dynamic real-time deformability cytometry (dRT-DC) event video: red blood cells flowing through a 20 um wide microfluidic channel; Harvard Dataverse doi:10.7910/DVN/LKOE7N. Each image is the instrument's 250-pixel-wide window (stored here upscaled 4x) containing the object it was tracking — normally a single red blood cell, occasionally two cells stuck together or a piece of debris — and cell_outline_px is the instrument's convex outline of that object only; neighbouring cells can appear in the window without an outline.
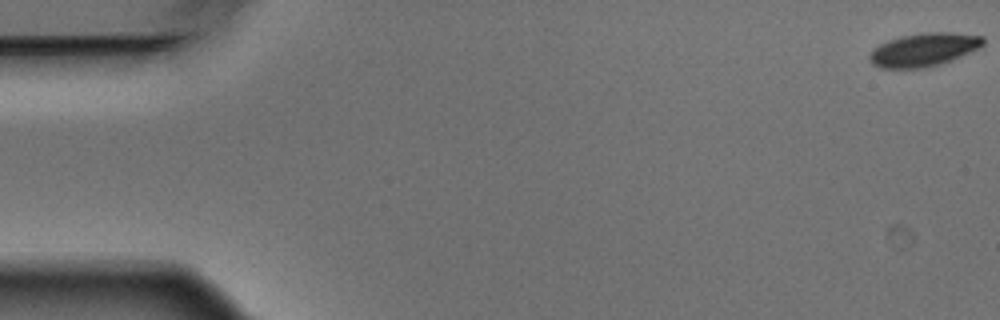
{"species": "Egyptian fruit bat (a non-hibernating species)", "species_latin": "Rousettus aegyptiacus", "temperature_condition": "warm", "stored_images_in_passage": 6, "camera_frame_rate_fps": 3000, "um_per_image_px": 0.085, "animal": {"sex": "male"}, "frame": {"image": 1, "passage_image": 1, "time_ms": 0.0, "image_size_px": [1000, 320], "cell_outline_px": [[984, 44], [980, 48], [952, 60], [940, 64], [924, 68], [880, 68], [872, 64], [868, 56], [872, 48], [888, 40], [904, 36], [928, 32], [948, 32], [984, 36]], "centroid_in_image_um": [78.52, 4.23], "position_along_channel_um": 6.5, "area_um2": 22.08}}
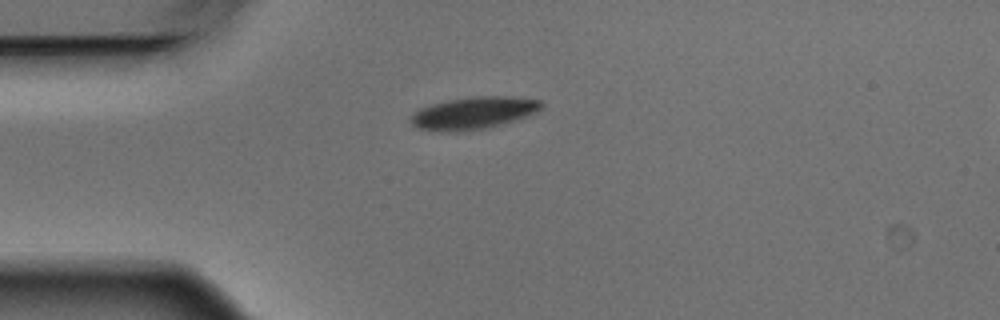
{"frame": {"image": 2, "passage_image": 5, "time_ms": 1.333, "image_size_px": [1000, 320], "cell_outline_px": [[544, 104], [536, 112], [528, 116], [484, 128], [420, 128], [412, 124], [412, 116], [420, 108], [432, 104], [448, 100], [472, 96], [512, 96], [540, 100]], "centroid_in_image_um": [40.37, 9.52], "position_along_channel_um": 44.6, "area_um2": 23.12}}
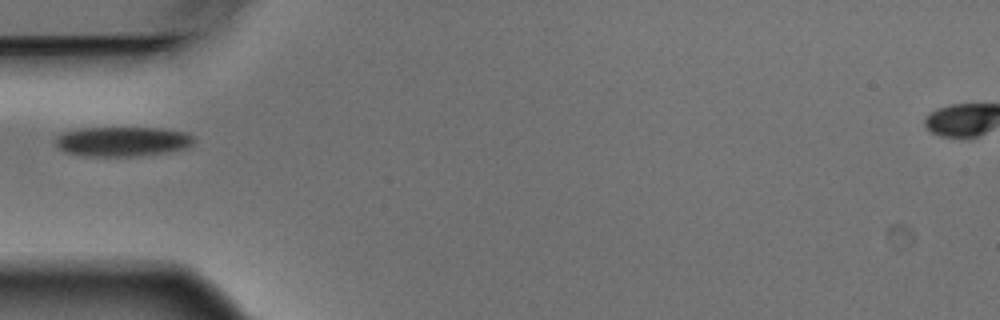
{"frame": {"image": 3, "passage_image": 6, "time_ms": 1.667, "image_size_px": [1000, 320], "cell_outline_px": [[192, 144], [188, 148], [168, 152], [140, 156], [84, 156], [64, 152], [56, 144], [56, 140], [64, 132], [80, 128], [160, 128], [184, 132], [192, 136]], "centroid_in_image_um": [10.42, 12.04], "position_along_channel_um": 74.6, "area_um2": 23.81}}